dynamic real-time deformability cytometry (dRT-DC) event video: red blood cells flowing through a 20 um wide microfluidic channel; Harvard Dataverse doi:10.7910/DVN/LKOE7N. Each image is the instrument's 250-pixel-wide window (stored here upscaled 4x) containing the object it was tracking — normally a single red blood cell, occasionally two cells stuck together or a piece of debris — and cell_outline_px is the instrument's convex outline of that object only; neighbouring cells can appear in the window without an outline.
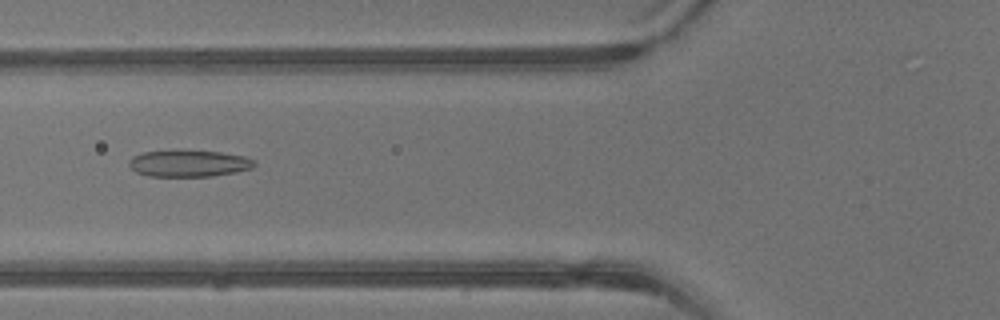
{"species": "common noctule bat (a hibernating species)", "species_latin": "Nyctalus noctula", "temperature_condition": "warm", "stored_images_in_passage": 41, "camera_frame_rate_fps": 3000, "um_per_image_px": 0.085, "animal": {"sex": "male", "body_mass_g": 13.3}, "frame": {"image": 1, "passage_image": 16, "time_ms": 5.0, "image_size_px": [1000, 320], "cell_outline_px": [[256, 164], [252, 168], [236, 172], [212, 176], [148, 176], [136, 172], [128, 164], [128, 160], [132, 156], [144, 152], [176, 148], [220, 152], [244, 156], [252, 160]], "centroid_in_image_um": [16.0, 13.86], "position_along_channel_um": 109.8, "area_um2": 20.0}}
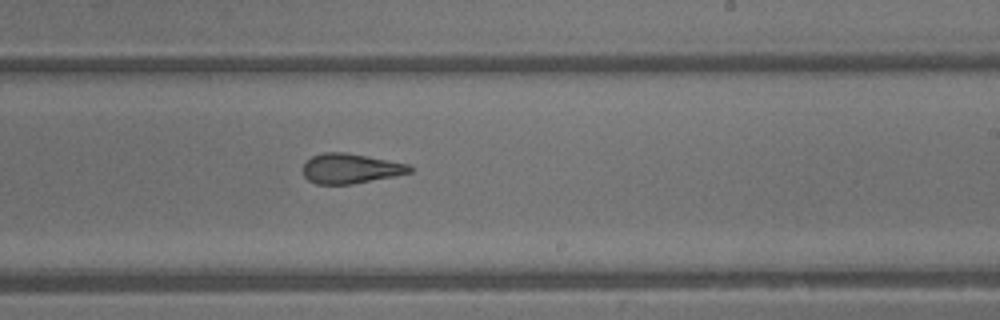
{"frame": {"image": 2, "passage_image": 25, "time_ms": 8.0, "image_size_px": [1000, 320], "cell_outline_px": [[412, 172], [396, 176], [352, 184], [316, 184], [308, 180], [304, 176], [300, 168], [312, 156], [324, 152], [344, 152], [368, 156], [408, 164], [412, 168]], "centroid_in_image_um": [29.76, 14.33], "position_along_channel_um": 259.2, "area_um2": 18.73}}
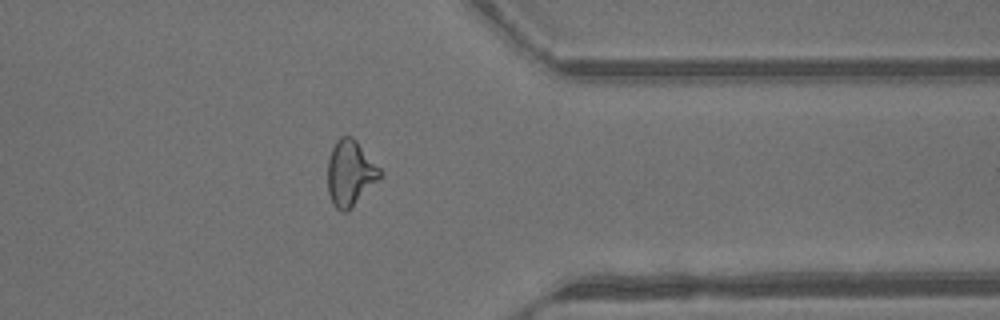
{"frame": {"image": 3, "passage_image": 33, "time_ms": 10.667, "image_size_px": [1000, 320], "cell_outline_px": [[380, 176], [352, 208], [348, 212], [340, 212], [332, 204], [328, 192], [328, 160], [332, 148], [336, 140], [340, 136], [352, 136], [356, 140], [380, 168]], "centroid_in_image_um": [29.73, 14.72], "position_along_channel_um": 381.7, "area_um2": 19.83}, "authors_computed_cell_mechanics": {"area_um2": 20.6346, "velocity_mm_per_s": 4.9747, "shape_relaxation_time_tau1_ms": null, "shape_relaxation_time_tau2_ms": 2.0781, "deformation_change_tau1": null, "deformation_change_tau2": 0.1214}}